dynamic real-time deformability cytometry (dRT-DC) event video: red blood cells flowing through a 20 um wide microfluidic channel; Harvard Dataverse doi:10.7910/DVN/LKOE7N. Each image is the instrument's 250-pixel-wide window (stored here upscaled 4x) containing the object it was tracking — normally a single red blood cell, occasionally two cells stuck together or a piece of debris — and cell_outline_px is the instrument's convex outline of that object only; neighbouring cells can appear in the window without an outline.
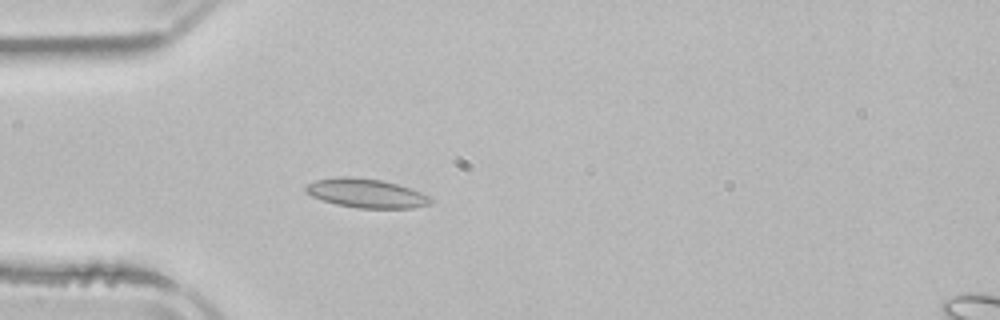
{"species": "common noctule bat (a hibernating species)", "species_latin": "Nyctalus noctula", "temperature_condition": "room temperature", "stored_images_in_passage": 3, "camera_frame_rate_fps": 3000, "um_per_image_px": 0.085, "animal": {"sex": "male", "body_mass_g": 21.5, "forearm_length_mm": 52.0}, "frame": {"image": 1, "passage_image": 3, "time_ms": 3.0, "image_size_px": [1000, 320], "cell_outline_px": [[432, 200], [428, 204], [412, 208], [356, 208], [336, 204], [312, 196], [304, 188], [308, 184], [316, 180], [336, 176], [348, 176], [380, 180], [396, 184], [420, 192], [428, 196]], "centroid_in_image_um": [31.1, 16.42], "position_along_channel_um": 53.9, "area_um2": 20.75}}